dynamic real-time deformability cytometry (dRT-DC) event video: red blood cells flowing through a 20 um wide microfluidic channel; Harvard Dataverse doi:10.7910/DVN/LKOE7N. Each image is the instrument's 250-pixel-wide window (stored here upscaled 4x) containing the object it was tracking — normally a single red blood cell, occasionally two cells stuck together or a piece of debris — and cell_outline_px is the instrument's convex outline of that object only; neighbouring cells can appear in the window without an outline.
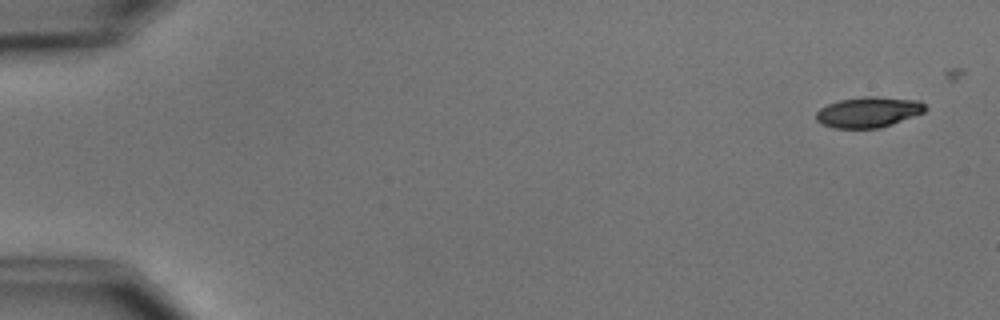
{"species": "common noctule bat (a hibernating species)", "species_latin": "Nyctalus noctula", "temperature_condition": "cold", "stored_images_in_passage": 6, "camera_frame_rate_fps": 3000, "um_per_image_px": 0.085, "animal": {"sex": "male", "body_mass_g": 15.6}, "frame": {"image": 1, "passage_image": 1, "time_ms": 0.0, "image_size_px": [1000, 320], "cell_outline_px": [[928, 108], [924, 112], [892, 124], [880, 128], [836, 128], [824, 124], [816, 120], [816, 112], [820, 108], [828, 104], [840, 100], [864, 96], [876, 96], [920, 100]], "centroid_in_image_um": [73.84, 9.52], "position_along_channel_um": 11.2, "area_um2": 19.42}}
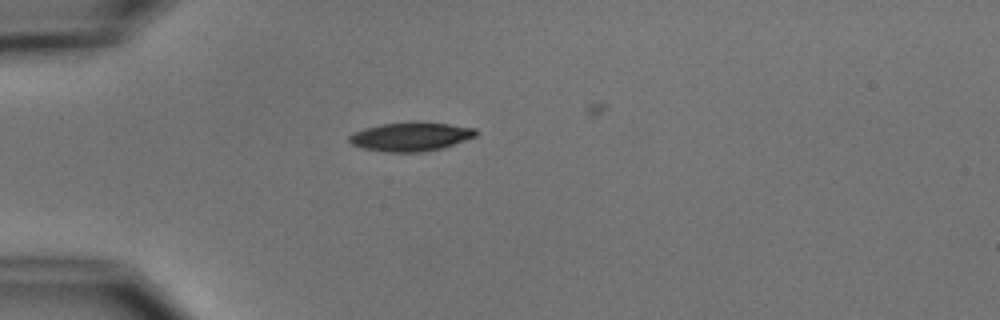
{"frame": {"image": 2, "passage_image": 5, "time_ms": 4.333, "image_size_px": [1000, 320], "cell_outline_px": [[480, 132], [476, 136], [444, 148], [420, 152], [384, 152], [364, 148], [352, 144], [348, 140], [348, 136], [352, 132], [364, 128], [380, 124], [412, 120], [416, 120], [448, 124], [476, 128]], "centroid_in_image_um": [34.92, 11.59], "position_along_channel_um": 50.1, "area_um2": 21.85}}